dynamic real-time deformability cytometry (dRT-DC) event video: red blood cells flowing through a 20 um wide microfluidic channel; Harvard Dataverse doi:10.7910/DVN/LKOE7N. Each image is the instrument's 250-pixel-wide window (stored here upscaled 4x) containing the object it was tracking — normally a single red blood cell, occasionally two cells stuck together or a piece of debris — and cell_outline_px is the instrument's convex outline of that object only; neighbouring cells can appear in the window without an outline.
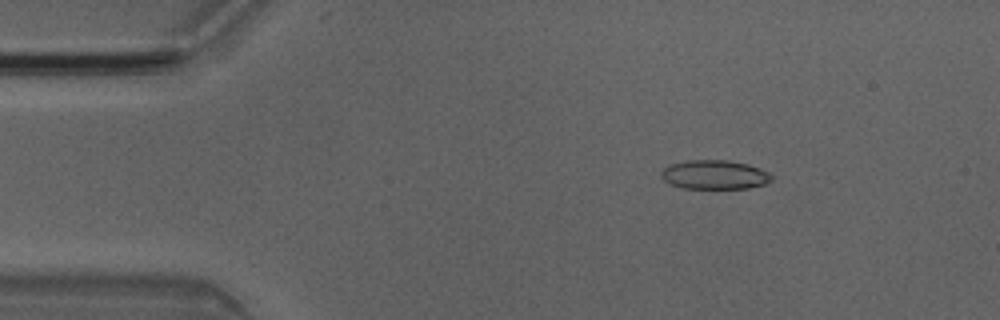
{"species": "Egyptian fruit bat (a non-hibernating species)", "species_latin": "Rousettus aegyptiacus", "temperature_condition": "room temperature", "stored_images_in_passage": 5, "camera_frame_rate_fps": 3000, "um_per_image_px": 0.085, "animal": {"sex": "male"}, "frame": {"image": 1, "passage_image": 3, "time_ms": 0.667, "image_size_px": [1000, 320], "cell_outline_px": [[772, 180], [764, 184], [748, 188], [684, 188], [672, 184], [664, 180], [660, 176], [660, 172], [664, 168], [672, 164], [688, 160], [728, 160], [748, 164], [760, 168], [768, 172], [772, 176]], "centroid_in_image_um": [60.75, 14.84], "position_along_channel_um": 24.3, "area_um2": 18.61}}